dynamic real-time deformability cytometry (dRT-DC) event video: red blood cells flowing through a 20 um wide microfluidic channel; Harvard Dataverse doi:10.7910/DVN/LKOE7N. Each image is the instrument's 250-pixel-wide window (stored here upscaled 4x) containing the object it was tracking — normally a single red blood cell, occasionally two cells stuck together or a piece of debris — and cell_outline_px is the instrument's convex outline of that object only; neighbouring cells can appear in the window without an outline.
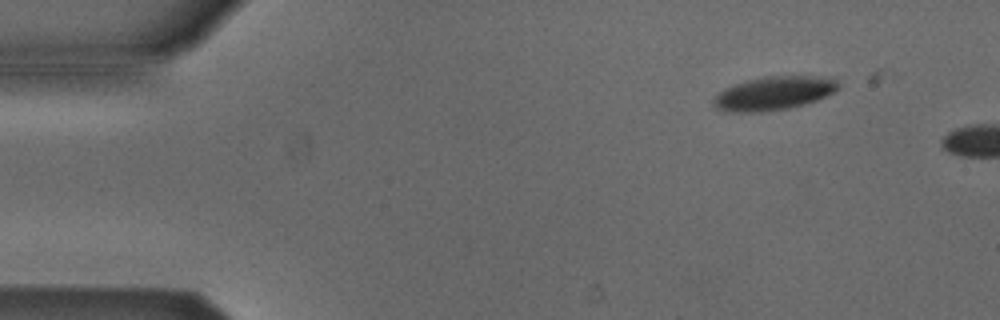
{"species": "Egyptian fruit bat (a non-hibernating species)", "species_latin": "Rousettus aegyptiacus", "temperature_condition": "cold", "stored_images_in_passage": 5, "camera_frame_rate_fps": 3000, "um_per_image_px": 0.085, "animal": {"sex": "male"}, "frame": {"image": 1, "passage_image": 2, "time_ms": 0.333, "image_size_px": [1000, 320], "cell_outline_px": [[840, 88], [816, 100], [804, 104], [788, 108], [760, 112], [736, 112], [716, 108], [712, 104], [712, 100], [724, 88], [748, 80], [768, 76], [832, 76], [840, 84]], "centroid_in_image_um": [65.81, 7.91], "position_along_channel_um": 19.2, "area_um2": 24.28}}